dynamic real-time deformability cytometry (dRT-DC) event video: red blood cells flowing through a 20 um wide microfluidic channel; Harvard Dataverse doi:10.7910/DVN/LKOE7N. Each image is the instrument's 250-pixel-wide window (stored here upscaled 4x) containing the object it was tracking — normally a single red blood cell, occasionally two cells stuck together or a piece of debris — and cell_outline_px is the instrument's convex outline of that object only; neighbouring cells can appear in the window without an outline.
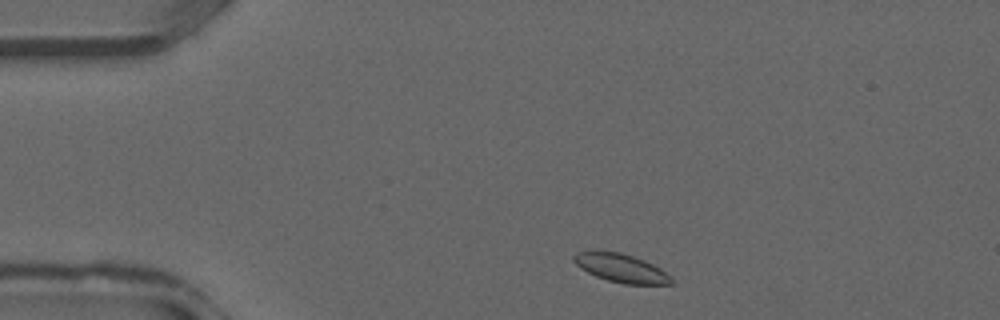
{"species": "common noctule bat (a hibernating species)", "species_latin": "Nyctalus noctula", "temperature_condition": "warm", "stored_images_in_passage": 32, "camera_frame_rate_fps": 3000, "um_per_image_px": 0.085, "animal": {"sex": "male", "forearm_length_mm": 52.5}, "frame": {"image": 1, "passage_image": 2, "time_ms": 0.333, "image_size_px": [1000, 320], "cell_outline_px": [[672, 284], [624, 284], [608, 280], [596, 276], [580, 268], [572, 260], [572, 256], [576, 252], [620, 252], [644, 260], [660, 268], [672, 280]], "centroid_in_image_um": [52.76, 22.79], "position_along_channel_um": 32.2, "area_um2": 15.78}}
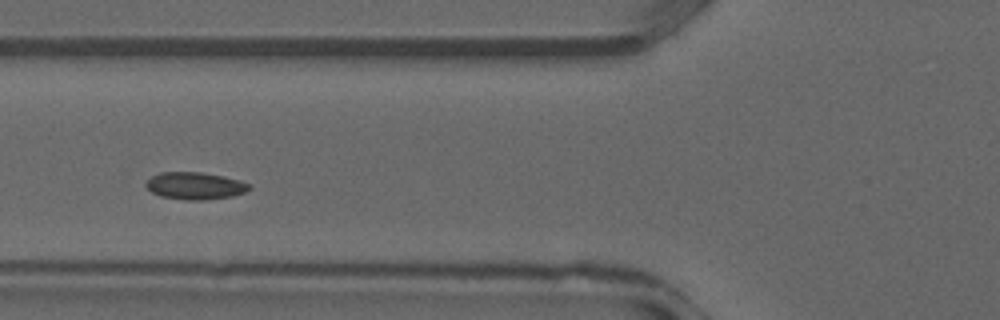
{"frame": {"image": 2, "passage_image": 9, "time_ms": 2.667, "image_size_px": [1000, 320], "cell_outline_px": [[252, 188], [244, 192], [232, 196], [204, 200], [184, 200], [160, 196], [152, 192], [144, 184], [152, 176], [160, 172], [200, 172], [224, 176], [252, 184]], "centroid_in_image_um": [16.59, 15.79], "position_along_channel_um": 109.2, "area_um2": 16.42}}
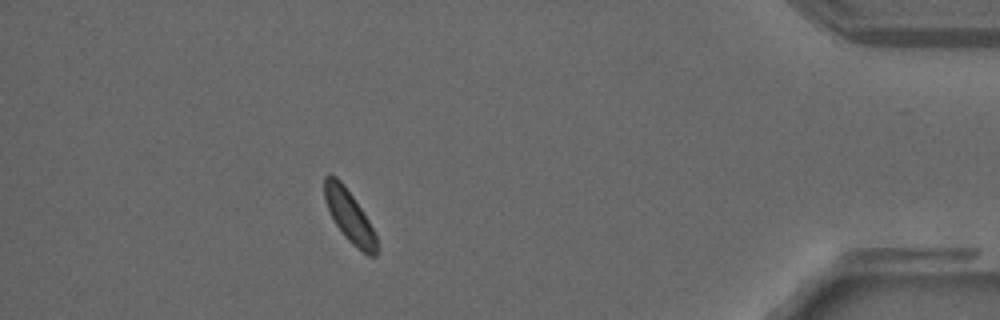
{"frame": {"image": 3, "passage_image": 28, "time_ms": 9.0, "image_size_px": [1000, 320], "cell_outline_px": [[376, 256], [368, 256], [356, 248], [344, 236], [336, 224], [324, 200], [324, 176], [328, 172], [336, 176], [344, 184], [368, 220], [376, 236]], "centroid_in_image_um": [29.66, 18.34], "position_along_channel_um": 405.5, "area_um2": 15.61}}